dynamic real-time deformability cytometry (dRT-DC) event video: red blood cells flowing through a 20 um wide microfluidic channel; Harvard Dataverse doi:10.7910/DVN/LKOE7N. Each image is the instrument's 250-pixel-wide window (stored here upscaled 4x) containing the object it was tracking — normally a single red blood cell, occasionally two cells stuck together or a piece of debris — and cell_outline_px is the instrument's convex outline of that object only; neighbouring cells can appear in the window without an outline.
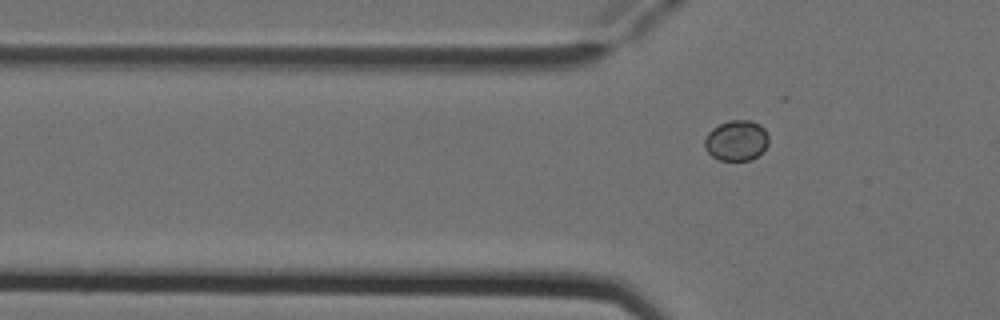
{"species": "Egyptian fruit bat (a non-hibernating species)", "species_latin": "Rousettus aegyptiacus", "temperature_condition": "cold", "stored_images_in_passage": 4, "camera_frame_rate_fps": 3000, "um_per_image_px": 0.085, "animal": {"sex": "female"}, "frame": {"image": 1, "passage_image": 4, "time_ms": 1.0, "image_size_px": [1000, 320], "cell_outline_px": [[768, 144], [752, 160], [720, 160], [712, 156], [704, 148], [704, 140], [708, 132], [712, 128], [728, 120], [752, 120], [760, 124], [764, 128], [768, 136]], "centroid_in_image_um": [62.58, 11.93], "position_along_channel_um": 63.2, "area_um2": 15.14}}